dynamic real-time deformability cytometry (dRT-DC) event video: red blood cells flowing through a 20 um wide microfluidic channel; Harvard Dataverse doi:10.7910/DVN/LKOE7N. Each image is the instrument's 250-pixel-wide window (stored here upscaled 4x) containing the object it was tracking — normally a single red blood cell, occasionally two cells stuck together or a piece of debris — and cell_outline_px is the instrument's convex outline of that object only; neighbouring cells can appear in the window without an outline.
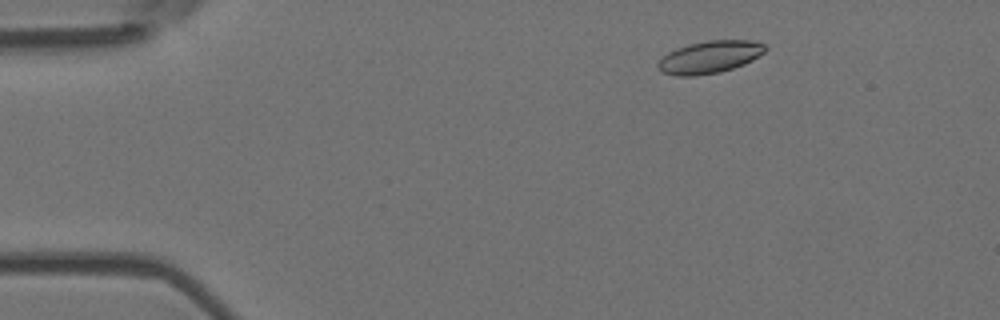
{"species": "Egyptian fruit bat (a non-hibernating species)", "species_latin": "Rousettus aegyptiacus", "temperature_condition": "room temperature", "stored_images_in_passage": 6, "camera_frame_rate_fps": 3000, "um_per_image_px": 0.085, "animal": {"sex": "female"}, "frame": {"image": 1, "passage_image": 2, "time_ms": 0.333, "image_size_px": [1000, 320], "cell_outline_px": [[768, 48], [764, 52], [752, 60], [744, 64], [720, 72], [696, 76], [676, 76], [660, 72], [656, 64], [668, 52], [676, 48], [688, 44], [708, 40], [752, 40], [764, 44]], "centroid_in_image_um": [60.3, 4.85], "position_along_channel_um": 24.7, "area_um2": 20.35}}
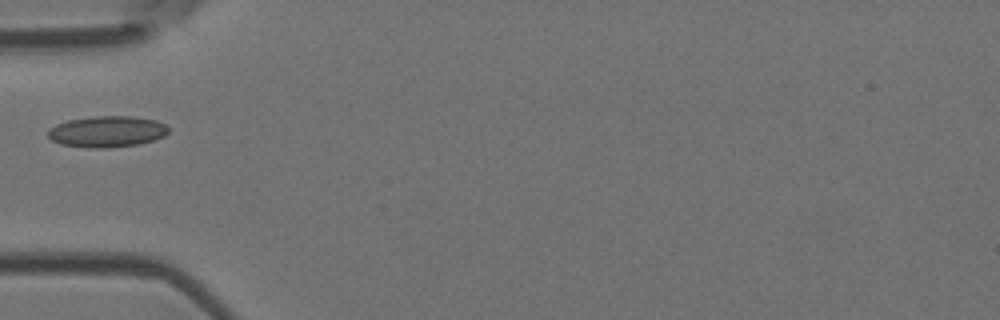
{"frame": {"image": 2, "passage_image": 5, "time_ms": 1.333, "image_size_px": [1000, 320], "cell_outline_px": [[168, 132], [164, 136], [152, 140], [136, 144], [104, 148], [88, 148], [60, 144], [52, 140], [48, 136], [48, 128], [56, 124], [68, 120], [92, 116], [128, 116], [156, 120], [164, 124], [168, 128]], "centroid_in_image_um": [9.05, 11.18], "position_along_channel_um": 75.9, "area_um2": 21.79}}
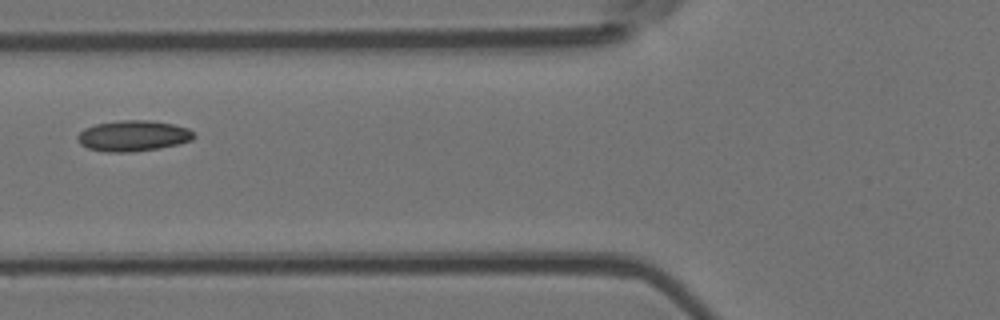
{"frame": {"image": 3, "passage_image": 6, "time_ms": 1.667, "image_size_px": [1000, 320], "cell_outline_px": [[196, 136], [192, 140], [160, 148], [132, 152], [104, 152], [88, 148], [80, 144], [76, 136], [84, 128], [96, 124], [120, 120], [152, 120], [172, 124], [188, 128]], "centroid_in_image_um": [11.3, 11.54], "position_along_channel_um": 114.5, "area_um2": 20.92}}